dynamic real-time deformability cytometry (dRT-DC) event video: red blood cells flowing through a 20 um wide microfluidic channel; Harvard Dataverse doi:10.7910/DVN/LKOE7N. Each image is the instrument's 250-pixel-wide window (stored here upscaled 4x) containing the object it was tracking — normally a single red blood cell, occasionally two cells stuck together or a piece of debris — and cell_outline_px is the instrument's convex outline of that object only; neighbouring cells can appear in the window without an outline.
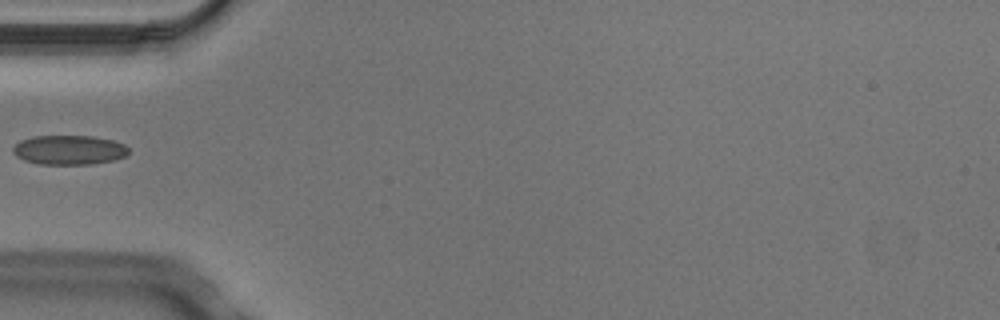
{"species": "Egyptian fruit bat (a non-hibernating species)", "species_latin": "Rousettus aegyptiacus", "temperature_condition": "cold", "stored_images_in_passage": 4, "camera_frame_rate_fps": 3000, "um_per_image_px": 0.085, "animal": {"sex": "male"}, "frame": {"image": 1, "passage_image": 4, "time_ms": 1.0, "image_size_px": [1000, 320], "cell_outline_px": [[128, 152], [124, 156], [116, 160], [92, 164], [40, 164], [24, 160], [16, 156], [12, 152], [12, 148], [20, 140], [32, 136], [92, 136], [112, 140], [124, 144], [128, 148]], "centroid_in_image_um": [5.85, 12.74], "position_along_channel_um": 79.1, "area_um2": 19.88}}